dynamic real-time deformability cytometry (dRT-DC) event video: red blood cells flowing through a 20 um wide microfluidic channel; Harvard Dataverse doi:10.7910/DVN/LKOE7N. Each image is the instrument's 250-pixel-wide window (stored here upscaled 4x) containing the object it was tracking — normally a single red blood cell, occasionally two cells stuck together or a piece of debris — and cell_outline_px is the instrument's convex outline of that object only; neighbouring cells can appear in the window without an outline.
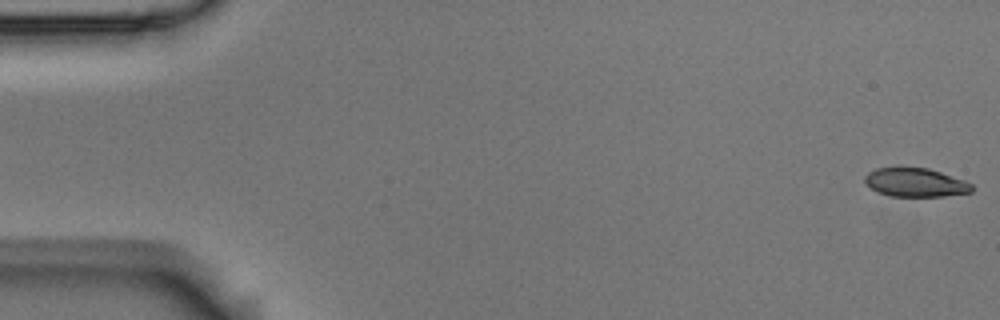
{"species": "Egyptian fruit bat (a non-hibernating species)", "species_latin": "Rousettus aegyptiacus", "temperature_condition": "room temperature", "stored_images_in_passage": 3, "segment_of_instrument_passage": [2, 2], "camera_frame_rate_fps": 3000, "um_per_image_px": 0.085, "animal": {"sex": "male"}, "frame": {"image": 1, "passage_image": 3, "time_ms": 0.667, "image_size_px": [1000, 320], "cell_outline_px": [[972, 192], [944, 196], [892, 196], [876, 192], [864, 180], [864, 176], [868, 172], [876, 168], [928, 168], [964, 180], [972, 184]], "centroid_in_image_um": [77.81, 15.51], "position_along_channel_um": 7.2, "area_um2": 17.69}}